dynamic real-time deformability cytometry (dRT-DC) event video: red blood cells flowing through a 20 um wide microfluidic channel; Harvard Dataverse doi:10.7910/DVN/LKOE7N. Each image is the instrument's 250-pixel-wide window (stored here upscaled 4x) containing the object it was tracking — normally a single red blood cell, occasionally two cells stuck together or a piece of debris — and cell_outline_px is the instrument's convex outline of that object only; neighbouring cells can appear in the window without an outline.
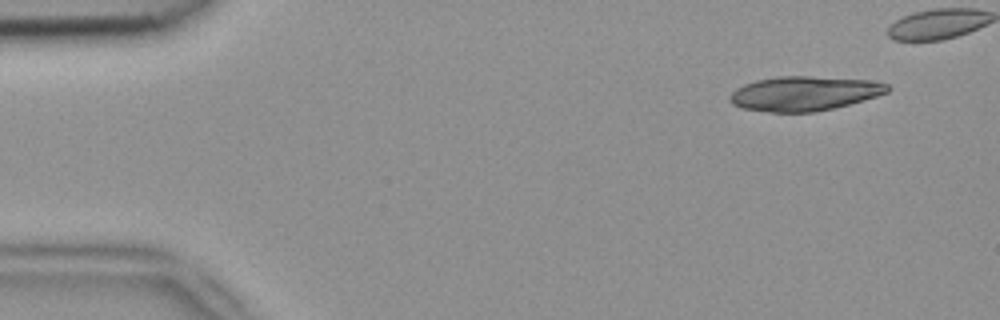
{"species": "common noctule bat (a hibernating species)", "species_latin": "Nyctalus noctula", "temperature_condition": "room temperature", "stored_images_in_passage": 4, "camera_frame_rate_fps": 3000, "um_per_image_px": 0.085, "animal": {"sex": "female", "body_mass_g": 18.4}, "frame": {"image": 1, "passage_image": 1, "time_ms": 0.0, "image_size_px": [1000, 320], "cell_outline_px": [[892, 88], [888, 92], [864, 100], [832, 108], [812, 112], [772, 112], [740, 108], [732, 104], [728, 100], [728, 96], [736, 88], [744, 84], [756, 80], [776, 76], [812, 76], [876, 80], [888, 84]], "centroid_in_image_um": [68.36, 7.93], "position_along_channel_um": 16.6, "area_um2": 31.96}}